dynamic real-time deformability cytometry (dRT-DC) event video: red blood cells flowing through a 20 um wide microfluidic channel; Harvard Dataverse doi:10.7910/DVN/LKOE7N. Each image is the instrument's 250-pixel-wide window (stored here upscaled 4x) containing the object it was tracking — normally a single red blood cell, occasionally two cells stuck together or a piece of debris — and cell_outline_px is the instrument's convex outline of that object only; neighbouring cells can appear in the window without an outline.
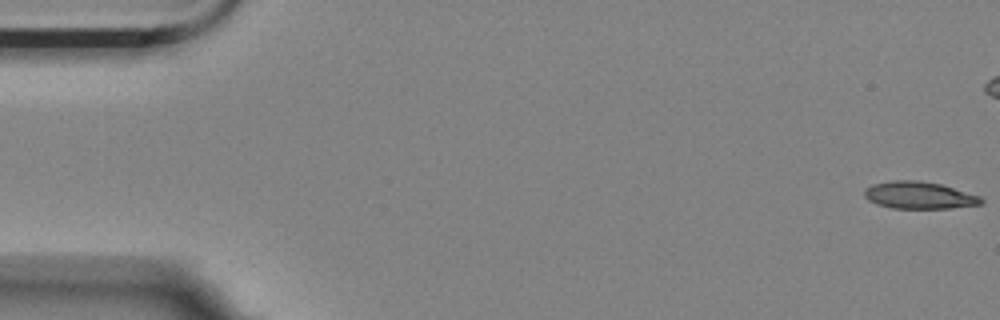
{"species": "Egyptian fruit bat (a non-hibernating species)", "species_latin": "Rousettus aegyptiacus", "temperature_condition": "room temperature", "stored_images_in_passage": 46, "camera_frame_rate_fps": 3000, "um_per_image_px": 0.085, "animal": {"sex": "female"}, "frame": {"image": 1, "passage_image": 1, "time_ms": 0.0, "image_size_px": [1000, 320], "cell_outline_px": [[984, 200], [980, 204], [948, 208], [892, 208], [876, 204], [868, 200], [864, 196], [864, 188], [872, 184], [892, 180], [920, 180], [940, 184], [980, 196]], "centroid_in_image_um": [78.07, 16.59], "position_along_channel_um": 6.9, "area_um2": 18.44}}
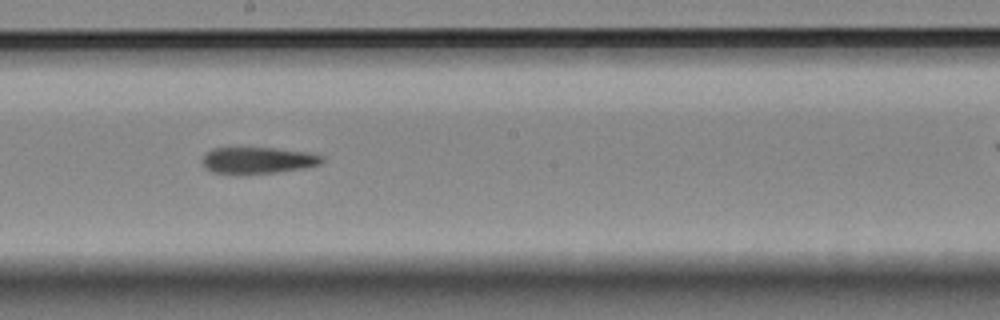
{"frame": {"image": 2, "passage_image": 31, "time_ms": 10.0, "image_size_px": [1000, 320], "cell_outline_px": [[324, 160], [320, 164], [308, 168], [244, 176], [240, 176], [212, 172], [204, 168], [200, 160], [212, 148], [272, 148], [308, 152], [324, 156]], "centroid_in_image_um": [21.89, 13.66], "position_along_channel_um": 226.3, "area_um2": 19.13}}
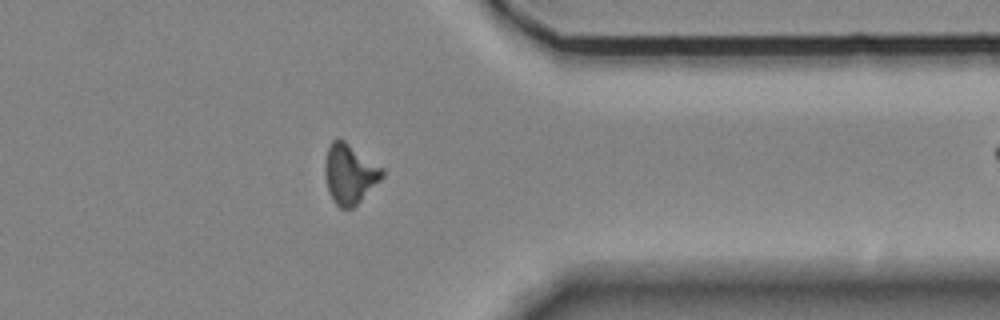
{"frame": {"image": 3, "passage_image": 45, "time_ms": 14.667, "image_size_px": [1000, 320], "cell_outline_px": [[384, 176], [352, 208], [340, 208], [332, 200], [328, 192], [324, 176], [324, 164], [328, 148], [332, 140], [336, 136], [344, 140], [384, 168]], "centroid_in_image_um": [29.69, 14.75], "position_along_channel_um": 381.7, "area_um2": 20.06}}